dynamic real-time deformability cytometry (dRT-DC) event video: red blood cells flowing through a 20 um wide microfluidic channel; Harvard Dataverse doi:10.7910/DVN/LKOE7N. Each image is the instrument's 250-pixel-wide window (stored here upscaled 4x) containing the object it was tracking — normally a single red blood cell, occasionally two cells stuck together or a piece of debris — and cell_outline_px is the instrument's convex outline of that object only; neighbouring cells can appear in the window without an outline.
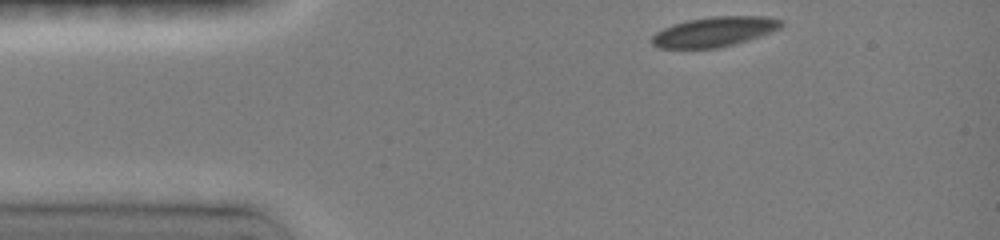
{"species": "common noctule bat (a hibernating species)", "species_latin": "Nyctalus noctula", "temperature_condition": "room temperature", "stored_images_in_passage": 8, "camera_frame_rate_fps": 3000, "um_per_image_px": 0.085, "animal": {"sex": "female", "body_mass_g": 19.0, "forearm_length_mm": 51.5}, "frame": {"image": 1, "passage_image": 1, "time_ms": 0.0, "image_size_px": [1000, 240], "cell_outline_px": [[784, 24], [780, 28], [732, 44], [716, 48], [660, 48], [652, 44], [652, 36], [656, 32], [664, 28], [688, 20], [712, 16], [764, 16], [780, 20]], "centroid_in_image_um": [60.68, 2.69], "position_along_channel_um": 24.3, "area_um2": 21.91}}
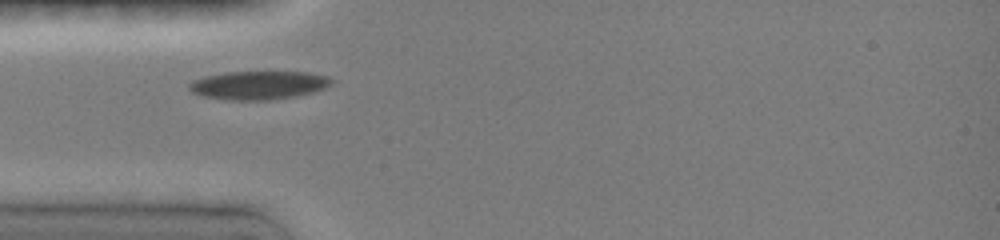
{"frame": {"image": 2, "passage_image": 7, "time_ms": 2.333, "image_size_px": [1000, 240], "cell_outline_px": [[332, 80], [324, 88], [312, 92], [296, 96], [268, 100], [232, 100], [204, 96], [192, 92], [188, 88], [188, 84], [204, 76], [224, 72], [308, 72], [324, 76]], "centroid_in_image_um": [21.93, 7.24], "position_along_channel_um": 63.1, "area_um2": 23.24}}